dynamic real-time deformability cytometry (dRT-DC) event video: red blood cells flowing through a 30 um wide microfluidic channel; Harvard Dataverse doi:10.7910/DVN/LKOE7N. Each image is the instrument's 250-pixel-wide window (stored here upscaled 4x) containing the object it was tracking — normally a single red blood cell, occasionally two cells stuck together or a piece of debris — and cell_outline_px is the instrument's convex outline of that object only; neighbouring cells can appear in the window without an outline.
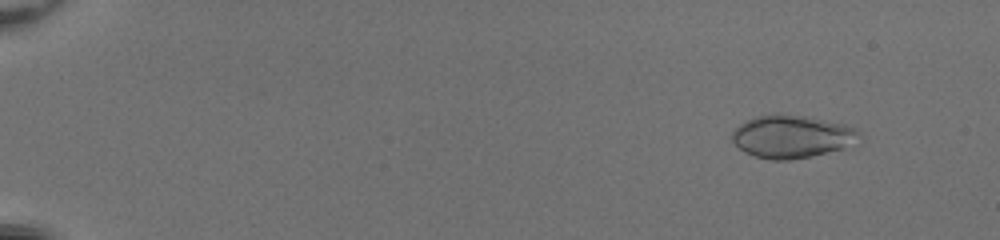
{"species": "common noctule bat (a hibernating species)", "species_latin": "Nyctalus noctula", "temperature_condition": "room temperature", "stored_images_in_passage": 49, "camera_frame_rate_fps": 3000, "um_per_image_px": 0.085, "animal": {"sex": "female", "body_mass_g": 20.0, "forearm_length_mm": 54.0}, "frame": {"image": 1, "passage_image": 3, "time_ms": 0.667, "image_size_px": [1000, 240], "cell_outline_px": [[860, 132], [844, 148], [808, 156], [788, 160], [772, 160], [756, 156], [744, 152], [732, 140], [732, 132], [740, 124], [756, 116], [772, 112], [780, 112], [804, 116], [844, 124], [856, 128]], "centroid_in_image_um": [67.23, 11.57], "position_along_channel_um": 17.8, "area_um2": 31.27}}
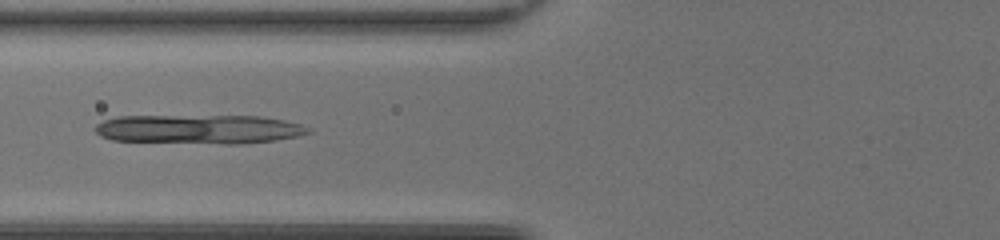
{"frame": {"image": 2, "passage_image": 21, "time_ms": 6.667, "image_size_px": [1000, 240], "cell_outline_px": [[312, 132], [300, 136], [276, 140], [244, 144], [224, 144], [112, 140], [100, 136], [96, 132], [96, 124], [104, 120], [116, 116], [260, 116], [284, 120], [300, 124], [308, 128]], "centroid_in_image_um": [16.94, 10.99], "position_along_channel_um": 108.9, "area_um2": 36.36}}
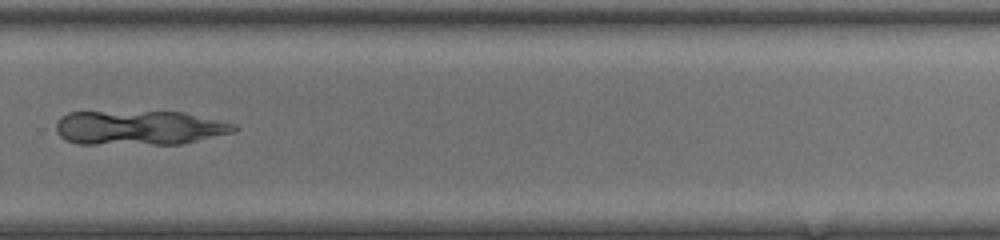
{"frame": {"image": 3, "passage_image": 36, "time_ms": 11.667, "image_size_px": [1000, 240], "cell_outline_px": [[240, 128], [236, 132], [180, 144], [76, 144], [60, 136], [56, 132], [56, 124], [60, 116], [68, 112], [184, 112], [236, 124]], "centroid_in_image_um": [11.86, 10.86], "position_along_channel_um": 317.9, "area_um2": 35.95}}